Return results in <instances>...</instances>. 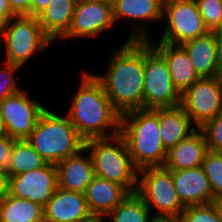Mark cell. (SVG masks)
I'll use <instances>...</instances> for the list:
<instances>
[{"instance_id":"obj_1","label":"cell","mask_w":222,"mask_h":222,"mask_svg":"<svg viewBox=\"0 0 222 222\" xmlns=\"http://www.w3.org/2000/svg\"><path fill=\"white\" fill-rule=\"evenodd\" d=\"M105 75H94L121 113L143 109L144 41L128 40L109 53Z\"/></svg>"},{"instance_id":"obj_2","label":"cell","mask_w":222,"mask_h":222,"mask_svg":"<svg viewBox=\"0 0 222 222\" xmlns=\"http://www.w3.org/2000/svg\"><path fill=\"white\" fill-rule=\"evenodd\" d=\"M79 85L66 112L79 136L87 141L119 135L121 113L113 106L103 85L90 72L82 74Z\"/></svg>"},{"instance_id":"obj_3","label":"cell","mask_w":222,"mask_h":222,"mask_svg":"<svg viewBox=\"0 0 222 222\" xmlns=\"http://www.w3.org/2000/svg\"><path fill=\"white\" fill-rule=\"evenodd\" d=\"M120 135L138 170L164 166L167 150L159 136V108L135 109L121 114Z\"/></svg>"},{"instance_id":"obj_4","label":"cell","mask_w":222,"mask_h":222,"mask_svg":"<svg viewBox=\"0 0 222 222\" xmlns=\"http://www.w3.org/2000/svg\"><path fill=\"white\" fill-rule=\"evenodd\" d=\"M26 140L47 163L54 165L77 154L85 142L67 114L62 116L47 107Z\"/></svg>"},{"instance_id":"obj_5","label":"cell","mask_w":222,"mask_h":222,"mask_svg":"<svg viewBox=\"0 0 222 222\" xmlns=\"http://www.w3.org/2000/svg\"><path fill=\"white\" fill-rule=\"evenodd\" d=\"M84 148L91 156L95 176L121 185L128 193L136 192L138 169L134 166L127 143L120 134L87 140Z\"/></svg>"},{"instance_id":"obj_6","label":"cell","mask_w":222,"mask_h":222,"mask_svg":"<svg viewBox=\"0 0 222 222\" xmlns=\"http://www.w3.org/2000/svg\"><path fill=\"white\" fill-rule=\"evenodd\" d=\"M1 41L5 44L6 49L4 62L20 68L36 52H42L53 43L41 28L38 18L29 15L12 17L0 29Z\"/></svg>"},{"instance_id":"obj_7","label":"cell","mask_w":222,"mask_h":222,"mask_svg":"<svg viewBox=\"0 0 222 222\" xmlns=\"http://www.w3.org/2000/svg\"><path fill=\"white\" fill-rule=\"evenodd\" d=\"M136 193L150 211L153 207L156 209L155 214L152 213L154 218L178 219L186 208L176 192L171 170L164 166L138 170Z\"/></svg>"},{"instance_id":"obj_8","label":"cell","mask_w":222,"mask_h":222,"mask_svg":"<svg viewBox=\"0 0 222 222\" xmlns=\"http://www.w3.org/2000/svg\"><path fill=\"white\" fill-rule=\"evenodd\" d=\"M181 104V94L174 86L165 58L144 41L143 109L175 107Z\"/></svg>"},{"instance_id":"obj_9","label":"cell","mask_w":222,"mask_h":222,"mask_svg":"<svg viewBox=\"0 0 222 222\" xmlns=\"http://www.w3.org/2000/svg\"><path fill=\"white\" fill-rule=\"evenodd\" d=\"M162 17L166 26L159 42L181 45L209 31L195 0H164Z\"/></svg>"},{"instance_id":"obj_10","label":"cell","mask_w":222,"mask_h":222,"mask_svg":"<svg viewBox=\"0 0 222 222\" xmlns=\"http://www.w3.org/2000/svg\"><path fill=\"white\" fill-rule=\"evenodd\" d=\"M180 105L197 128L220 115L222 111L221 76L197 80L181 94Z\"/></svg>"},{"instance_id":"obj_11","label":"cell","mask_w":222,"mask_h":222,"mask_svg":"<svg viewBox=\"0 0 222 222\" xmlns=\"http://www.w3.org/2000/svg\"><path fill=\"white\" fill-rule=\"evenodd\" d=\"M45 106L30 99L27 90H21L0 101V111L5 123L7 135L16 139H27Z\"/></svg>"},{"instance_id":"obj_12","label":"cell","mask_w":222,"mask_h":222,"mask_svg":"<svg viewBox=\"0 0 222 222\" xmlns=\"http://www.w3.org/2000/svg\"><path fill=\"white\" fill-rule=\"evenodd\" d=\"M115 24L113 7L95 0H77L72 22L60 39L97 37Z\"/></svg>"},{"instance_id":"obj_13","label":"cell","mask_w":222,"mask_h":222,"mask_svg":"<svg viewBox=\"0 0 222 222\" xmlns=\"http://www.w3.org/2000/svg\"><path fill=\"white\" fill-rule=\"evenodd\" d=\"M58 187L57 167H44L10 177L9 194L45 206Z\"/></svg>"},{"instance_id":"obj_14","label":"cell","mask_w":222,"mask_h":222,"mask_svg":"<svg viewBox=\"0 0 222 222\" xmlns=\"http://www.w3.org/2000/svg\"><path fill=\"white\" fill-rule=\"evenodd\" d=\"M164 0H117L113 7L115 23L120 19L134 20L128 40H150L145 25H138L136 21H161Z\"/></svg>"},{"instance_id":"obj_15","label":"cell","mask_w":222,"mask_h":222,"mask_svg":"<svg viewBox=\"0 0 222 222\" xmlns=\"http://www.w3.org/2000/svg\"><path fill=\"white\" fill-rule=\"evenodd\" d=\"M93 215L88 209L84 193L56 188L44 206L45 222H85Z\"/></svg>"},{"instance_id":"obj_16","label":"cell","mask_w":222,"mask_h":222,"mask_svg":"<svg viewBox=\"0 0 222 222\" xmlns=\"http://www.w3.org/2000/svg\"><path fill=\"white\" fill-rule=\"evenodd\" d=\"M181 46L186 50L199 78L221 76L218 40L215 31H208L181 44Z\"/></svg>"},{"instance_id":"obj_17","label":"cell","mask_w":222,"mask_h":222,"mask_svg":"<svg viewBox=\"0 0 222 222\" xmlns=\"http://www.w3.org/2000/svg\"><path fill=\"white\" fill-rule=\"evenodd\" d=\"M171 173L178 197L185 207L213 202V193L202 166L186 170H171Z\"/></svg>"},{"instance_id":"obj_18","label":"cell","mask_w":222,"mask_h":222,"mask_svg":"<svg viewBox=\"0 0 222 222\" xmlns=\"http://www.w3.org/2000/svg\"><path fill=\"white\" fill-rule=\"evenodd\" d=\"M56 167L58 187L67 191L85 193L95 176L92 159L86 148L60 161Z\"/></svg>"},{"instance_id":"obj_19","label":"cell","mask_w":222,"mask_h":222,"mask_svg":"<svg viewBox=\"0 0 222 222\" xmlns=\"http://www.w3.org/2000/svg\"><path fill=\"white\" fill-rule=\"evenodd\" d=\"M208 151L203 131L197 128L187 138L167 151L164 167L168 170H186L202 166Z\"/></svg>"},{"instance_id":"obj_20","label":"cell","mask_w":222,"mask_h":222,"mask_svg":"<svg viewBox=\"0 0 222 222\" xmlns=\"http://www.w3.org/2000/svg\"><path fill=\"white\" fill-rule=\"evenodd\" d=\"M151 45L165 58L174 86L183 94L200 78L196 74L193 64L181 45L167 44L163 42Z\"/></svg>"},{"instance_id":"obj_21","label":"cell","mask_w":222,"mask_h":222,"mask_svg":"<svg viewBox=\"0 0 222 222\" xmlns=\"http://www.w3.org/2000/svg\"><path fill=\"white\" fill-rule=\"evenodd\" d=\"M84 195L90 213L93 216L105 217L128 195V192L117 183L94 176Z\"/></svg>"},{"instance_id":"obj_22","label":"cell","mask_w":222,"mask_h":222,"mask_svg":"<svg viewBox=\"0 0 222 222\" xmlns=\"http://www.w3.org/2000/svg\"><path fill=\"white\" fill-rule=\"evenodd\" d=\"M196 129L181 105L159 108V136L167 151Z\"/></svg>"},{"instance_id":"obj_23","label":"cell","mask_w":222,"mask_h":222,"mask_svg":"<svg viewBox=\"0 0 222 222\" xmlns=\"http://www.w3.org/2000/svg\"><path fill=\"white\" fill-rule=\"evenodd\" d=\"M77 0H50L47 8L37 17L45 34L54 42L70 28Z\"/></svg>"},{"instance_id":"obj_24","label":"cell","mask_w":222,"mask_h":222,"mask_svg":"<svg viewBox=\"0 0 222 222\" xmlns=\"http://www.w3.org/2000/svg\"><path fill=\"white\" fill-rule=\"evenodd\" d=\"M0 222H45L44 207L8 194L0 201Z\"/></svg>"},{"instance_id":"obj_25","label":"cell","mask_w":222,"mask_h":222,"mask_svg":"<svg viewBox=\"0 0 222 222\" xmlns=\"http://www.w3.org/2000/svg\"><path fill=\"white\" fill-rule=\"evenodd\" d=\"M105 218L110 220L108 222H152L155 219L136 192L128 193Z\"/></svg>"},{"instance_id":"obj_26","label":"cell","mask_w":222,"mask_h":222,"mask_svg":"<svg viewBox=\"0 0 222 222\" xmlns=\"http://www.w3.org/2000/svg\"><path fill=\"white\" fill-rule=\"evenodd\" d=\"M47 162L33 149L26 140H15L11 152L10 164L7 167L9 176L20 175L29 170L44 167Z\"/></svg>"},{"instance_id":"obj_27","label":"cell","mask_w":222,"mask_h":222,"mask_svg":"<svg viewBox=\"0 0 222 222\" xmlns=\"http://www.w3.org/2000/svg\"><path fill=\"white\" fill-rule=\"evenodd\" d=\"M202 168L213 193V201L222 200V152L208 150Z\"/></svg>"},{"instance_id":"obj_28","label":"cell","mask_w":222,"mask_h":222,"mask_svg":"<svg viewBox=\"0 0 222 222\" xmlns=\"http://www.w3.org/2000/svg\"><path fill=\"white\" fill-rule=\"evenodd\" d=\"M177 220L178 222H220L216 212V201L187 206Z\"/></svg>"},{"instance_id":"obj_29","label":"cell","mask_w":222,"mask_h":222,"mask_svg":"<svg viewBox=\"0 0 222 222\" xmlns=\"http://www.w3.org/2000/svg\"><path fill=\"white\" fill-rule=\"evenodd\" d=\"M209 31L222 27V0H195Z\"/></svg>"},{"instance_id":"obj_30","label":"cell","mask_w":222,"mask_h":222,"mask_svg":"<svg viewBox=\"0 0 222 222\" xmlns=\"http://www.w3.org/2000/svg\"><path fill=\"white\" fill-rule=\"evenodd\" d=\"M200 129L205 135L208 150L222 152V115L210 119Z\"/></svg>"},{"instance_id":"obj_31","label":"cell","mask_w":222,"mask_h":222,"mask_svg":"<svg viewBox=\"0 0 222 222\" xmlns=\"http://www.w3.org/2000/svg\"><path fill=\"white\" fill-rule=\"evenodd\" d=\"M3 67L5 68H0V101L22 90L14 79V74L20 67L8 62H5Z\"/></svg>"},{"instance_id":"obj_32","label":"cell","mask_w":222,"mask_h":222,"mask_svg":"<svg viewBox=\"0 0 222 222\" xmlns=\"http://www.w3.org/2000/svg\"><path fill=\"white\" fill-rule=\"evenodd\" d=\"M15 140L8 135L0 137V170H6L9 166Z\"/></svg>"},{"instance_id":"obj_33","label":"cell","mask_w":222,"mask_h":222,"mask_svg":"<svg viewBox=\"0 0 222 222\" xmlns=\"http://www.w3.org/2000/svg\"><path fill=\"white\" fill-rule=\"evenodd\" d=\"M33 0H10V6L16 16L29 15Z\"/></svg>"},{"instance_id":"obj_34","label":"cell","mask_w":222,"mask_h":222,"mask_svg":"<svg viewBox=\"0 0 222 222\" xmlns=\"http://www.w3.org/2000/svg\"><path fill=\"white\" fill-rule=\"evenodd\" d=\"M15 16L10 6V0H0V29Z\"/></svg>"},{"instance_id":"obj_35","label":"cell","mask_w":222,"mask_h":222,"mask_svg":"<svg viewBox=\"0 0 222 222\" xmlns=\"http://www.w3.org/2000/svg\"><path fill=\"white\" fill-rule=\"evenodd\" d=\"M10 176L7 170H0V201L9 194Z\"/></svg>"},{"instance_id":"obj_36","label":"cell","mask_w":222,"mask_h":222,"mask_svg":"<svg viewBox=\"0 0 222 222\" xmlns=\"http://www.w3.org/2000/svg\"><path fill=\"white\" fill-rule=\"evenodd\" d=\"M50 0H33L30 16L38 17L49 5Z\"/></svg>"},{"instance_id":"obj_37","label":"cell","mask_w":222,"mask_h":222,"mask_svg":"<svg viewBox=\"0 0 222 222\" xmlns=\"http://www.w3.org/2000/svg\"><path fill=\"white\" fill-rule=\"evenodd\" d=\"M215 33L218 40L219 62H220L221 71H222V27L215 30Z\"/></svg>"},{"instance_id":"obj_38","label":"cell","mask_w":222,"mask_h":222,"mask_svg":"<svg viewBox=\"0 0 222 222\" xmlns=\"http://www.w3.org/2000/svg\"><path fill=\"white\" fill-rule=\"evenodd\" d=\"M216 212H217L219 221L222 222V200L216 201Z\"/></svg>"},{"instance_id":"obj_39","label":"cell","mask_w":222,"mask_h":222,"mask_svg":"<svg viewBox=\"0 0 222 222\" xmlns=\"http://www.w3.org/2000/svg\"><path fill=\"white\" fill-rule=\"evenodd\" d=\"M4 135H7V131L0 111V137Z\"/></svg>"},{"instance_id":"obj_40","label":"cell","mask_w":222,"mask_h":222,"mask_svg":"<svg viewBox=\"0 0 222 222\" xmlns=\"http://www.w3.org/2000/svg\"><path fill=\"white\" fill-rule=\"evenodd\" d=\"M95 1H98V2H101L103 4H107V5H110L112 7H114V5L116 4L117 0H95Z\"/></svg>"},{"instance_id":"obj_41","label":"cell","mask_w":222,"mask_h":222,"mask_svg":"<svg viewBox=\"0 0 222 222\" xmlns=\"http://www.w3.org/2000/svg\"><path fill=\"white\" fill-rule=\"evenodd\" d=\"M103 218L104 217L93 216L91 219H89V220H87L85 222H105V220H103Z\"/></svg>"},{"instance_id":"obj_42","label":"cell","mask_w":222,"mask_h":222,"mask_svg":"<svg viewBox=\"0 0 222 222\" xmlns=\"http://www.w3.org/2000/svg\"><path fill=\"white\" fill-rule=\"evenodd\" d=\"M152 222H178L177 219L155 218Z\"/></svg>"}]
</instances>
